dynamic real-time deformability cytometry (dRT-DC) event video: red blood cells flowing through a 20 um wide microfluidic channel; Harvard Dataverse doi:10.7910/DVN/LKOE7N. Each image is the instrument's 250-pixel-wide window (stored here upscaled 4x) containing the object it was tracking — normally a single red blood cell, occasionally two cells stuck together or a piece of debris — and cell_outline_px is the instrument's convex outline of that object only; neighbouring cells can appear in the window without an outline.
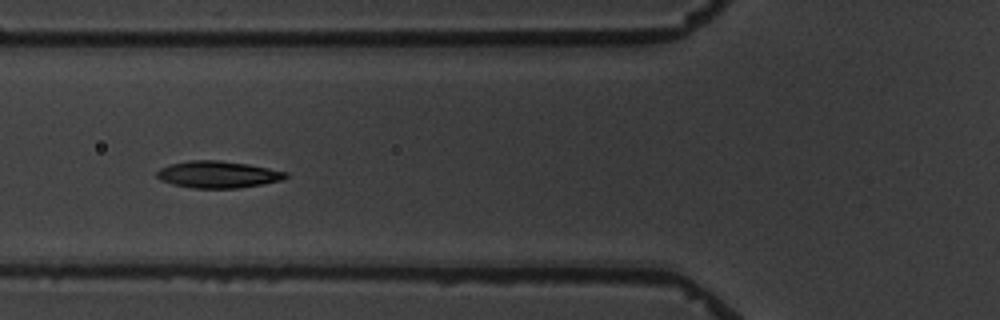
{"species": "common noctule bat (a hibernating species)", "species_latin": "Nyctalus noctula", "temperature_condition": "warm", "stored_images_in_passage": 6, "camera_frame_rate_fps": 3000, "um_per_image_px": 0.085, "animal": {"sex": "male", "body_mass_g": 19.5, "forearm_length_mm": 54.6}, "frame": {"image": 1, "passage_image": 6, "time_ms": 6.333, "image_size_px": [1000, 320], "cell_outline_px": [[288, 176], [280, 180], [240, 188], [192, 188], [172, 184], [160, 180], [156, 176], [156, 172], [160, 168], [168, 164], [188, 160], [220, 160], [248, 164], [288, 172]], "centroid_in_image_um": [18.47, 14.82], "position_along_channel_um": 107.3, "area_um2": 20.23}}